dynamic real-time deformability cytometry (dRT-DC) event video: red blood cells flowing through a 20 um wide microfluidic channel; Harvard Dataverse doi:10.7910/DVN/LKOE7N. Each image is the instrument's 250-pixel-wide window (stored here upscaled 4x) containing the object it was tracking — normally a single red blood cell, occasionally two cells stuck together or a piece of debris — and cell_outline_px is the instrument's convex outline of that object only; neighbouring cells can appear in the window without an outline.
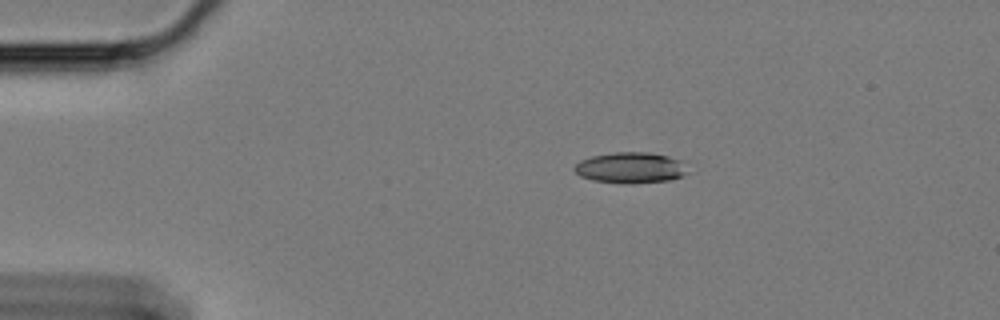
{"species": "Egyptian fruit bat (a non-hibernating species)", "species_latin": "Rousettus aegyptiacus", "temperature_condition": "cold", "stored_images_in_passage": 49, "camera_frame_rate_fps": 3000, "um_per_image_px": 0.085, "animal": {"sex": "female"}, "frame": {"image": 1, "passage_image": 1, "time_ms": 0.0, "image_size_px": [1000, 320], "cell_outline_px": [[688, 172], [684, 176], [672, 180], [632, 184], [592, 180], [580, 176], [572, 168], [580, 160], [592, 156], [616, 152], [648, 152], [668, 156], [680, 160]], "centroid_in_image_um": [53.6, 14.26], "position_along_channel_um": 31.4, "area_um2": 20.46}}
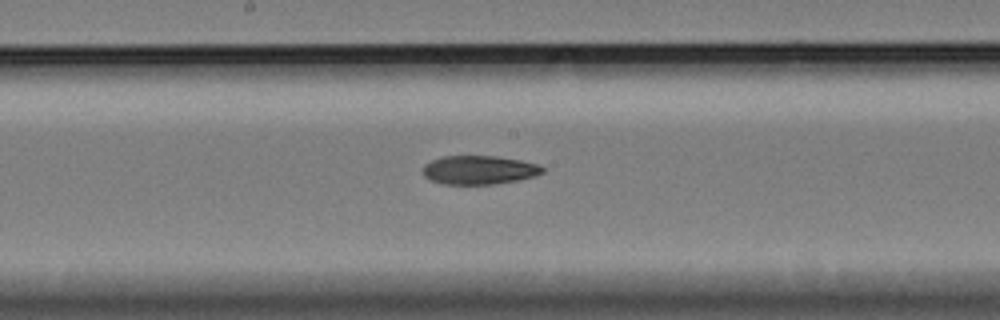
{"frame": {"image": 2, "passage_image": 21, "time_ms": 6.667, "image_size_px": [1000, 320], "cell_outline_px": [[544, 172], [536, 176], [496, 184], [440, 184], [428, 180], [424, 176], [424, 164], [432, 160], [444, 156], [496, 156], [520, 160], [536, 164], [544, 168]], "centroid_in_image_um": [40.7, 14.45], "position_along_channel_um": 207.5, "area_um2": 20.06}}
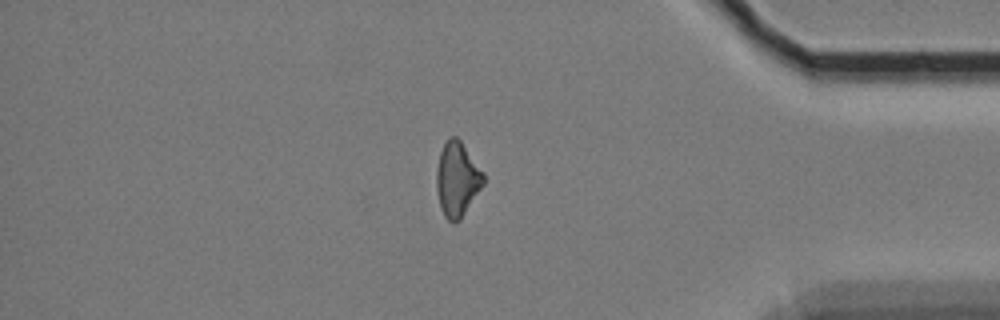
{"frame": {"image": 3, "passage_image": 40, "time_ms": 13.0, "image_size_px": [1000, 320], "cell_outline_px": [[484, 184], [460, 220], [452, 224], [444, 216], [440, 208], [436, 188], [436, 168], [440, 152], [444, 144], [452, 136], [456, 136], [460, 140], [484, 172]], "centroid_in_image_um": [38.85, 15.26], "position_along_channel_um": 396.3, "area_um2": 20.46}, "authors_computed_cell_mechanics": {"area_um2": 20.7502, "velocity_mm_per_s": 3.3924, "shape_relaxation_time_tau1_ms": null, "shape_relaxation_time_tau2_ms": 6.1721, "deformation_change_tau1": null, "deformation_change_tau2": 0.134}}